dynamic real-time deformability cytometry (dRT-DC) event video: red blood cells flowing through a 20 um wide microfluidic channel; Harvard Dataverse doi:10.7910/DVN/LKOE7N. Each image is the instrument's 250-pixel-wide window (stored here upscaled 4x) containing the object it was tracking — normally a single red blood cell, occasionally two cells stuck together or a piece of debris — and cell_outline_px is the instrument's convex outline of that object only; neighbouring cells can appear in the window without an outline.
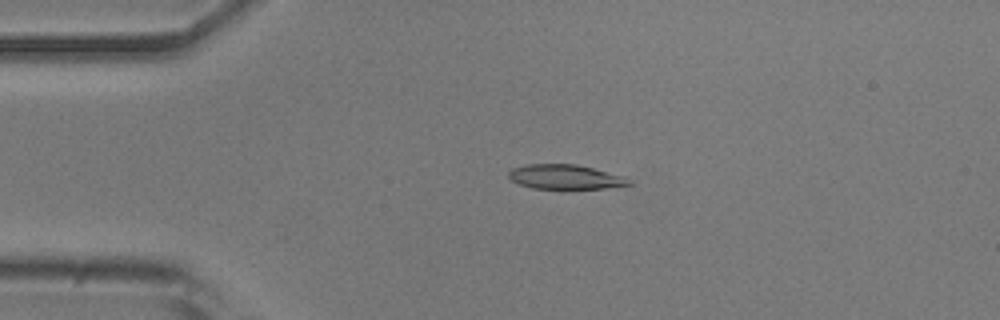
{"species": "common noctule bat (a hibernating species)", "species_latin": "Nyctalus noctula", "temperature_condition": "room temperature", "stored_images_in_passage": 37, "camera_frame_rate_fps": 3000, "um_per_image_px": 0.085, "animal": {"sex": "male", "body_mass_g": 20.5, "forearm_length_mm": 52.5}, "frame": {"image": 1, "passage_image": 1, "time_ms": 0.0, "image_size_px": [1000, 320], "cell_outline_px": [[632, 184], [608, 188], [532, 188], [520, 184], [512, 180], [508, 176], [508, 172], [512, 168], [528, 164], [576, 164], [624, 176], [632, 180]], "centroid_in_image_um": [48.06, 15.03], "position_along_channel_um": 36.9, "area_um2": 17.05}}
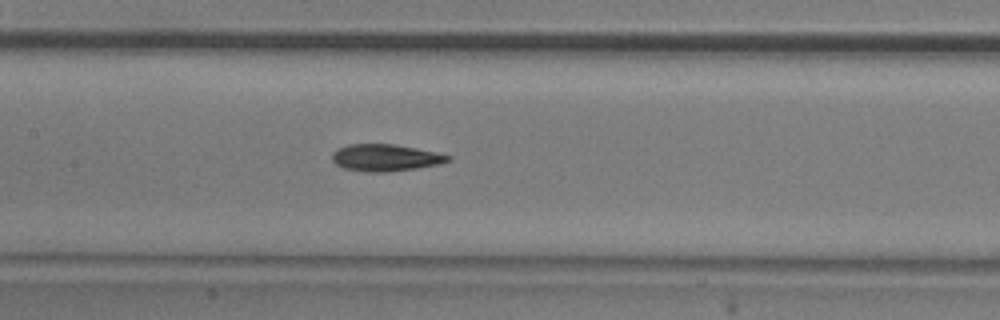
{"frame": {"image": 2, "passage_image": 14, "time_ms": 4.333, "image_size_px": [1000, 320], "cell_outline_px": [[452, 160], [440, 164], [416, 168], [384, 172], [364, 172], [344, 168], [336, 164], [332, 160], [332, 152], [336, 148], [348, 144], [392, 144], [416, 148], [452, 156]], "centroid_in_image_um": [32.73, 13.4], "position_along_channel_um": 174.7, "area_um2": 18.21}}
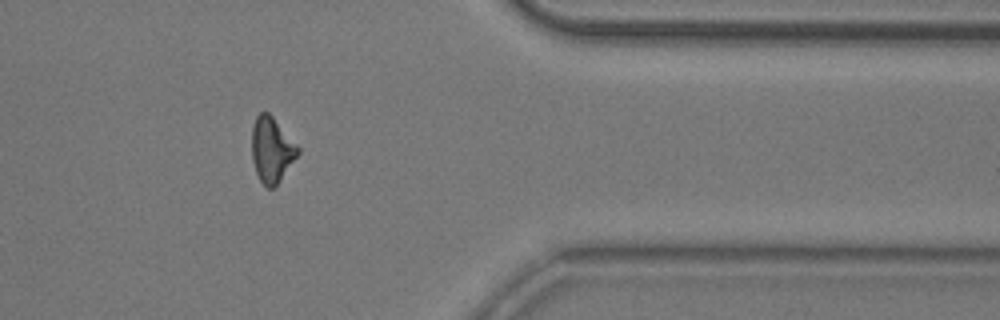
{"frame": {"image": 3, "passage_image": 32, "time_ms": 10.333, "image_size_px": [1000, 320], "cell_outline_px": [[300, 152], [276, 184], [272, 188], [268, 188], [260, 180], [256, 172], [252, 160], [252, 124], [256, 116], [260, 112], [268, 112], [272, 116], [300, 148]], "centroid_in_image_um": [23.07, 12.69], "position_along_channel_um": 388.3, "area_um2": 17.22}, "authors_computed_cell_mechanics": {"area_um2": 17.8602, "velocity_mm_per_s": 3.8742, "shape_relaxation_time_tau1_ms": 7.5492, "shape_relaxation_time_tau2_ms": 3.6691, "deformation_change_tau1": 0.1938, "deformation_change_tau2": 0.1228}}